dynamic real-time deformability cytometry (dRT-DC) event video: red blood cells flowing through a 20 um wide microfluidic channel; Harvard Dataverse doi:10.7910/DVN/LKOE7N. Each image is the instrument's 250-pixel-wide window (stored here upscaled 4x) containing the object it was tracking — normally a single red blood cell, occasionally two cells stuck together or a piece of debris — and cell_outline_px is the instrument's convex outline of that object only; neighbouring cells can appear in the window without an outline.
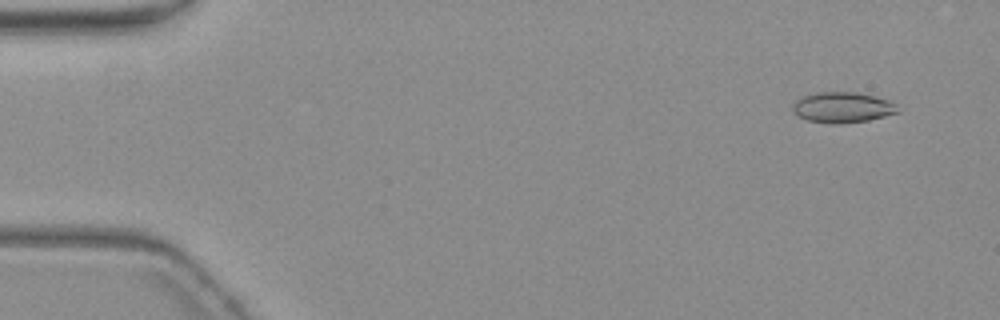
{"species": "common noctule bat (a hibernating species)", "species_latin": "Nyctalus noctula", "temperature_condition": "warm", "stored_images_in_passage": 4, "camera_frame_rate_fps": 3000, "um_per_image_px": 0.085, "animal": {"sex": "female", "body_mass_g": 19.3, "forearm_length_mm": 54.1}, "frame": {"image": 1, "passage_image": 1, "time_ms": 0.0, "image_size_px": [1000, 320], "cell_outline_px": [[900, 112], [868, 120], [840, 124], [832, 124], [808, 120], [792, 112], [792, 104], [796, 100], [804, 96], [816, 92], [856, 92], [876, 96], [888, 100], [896, 104]], "centroid_in_image_um": [71.62, 9.12], "position_along_channel_um": 13.4, "area_um2": 18.79}}